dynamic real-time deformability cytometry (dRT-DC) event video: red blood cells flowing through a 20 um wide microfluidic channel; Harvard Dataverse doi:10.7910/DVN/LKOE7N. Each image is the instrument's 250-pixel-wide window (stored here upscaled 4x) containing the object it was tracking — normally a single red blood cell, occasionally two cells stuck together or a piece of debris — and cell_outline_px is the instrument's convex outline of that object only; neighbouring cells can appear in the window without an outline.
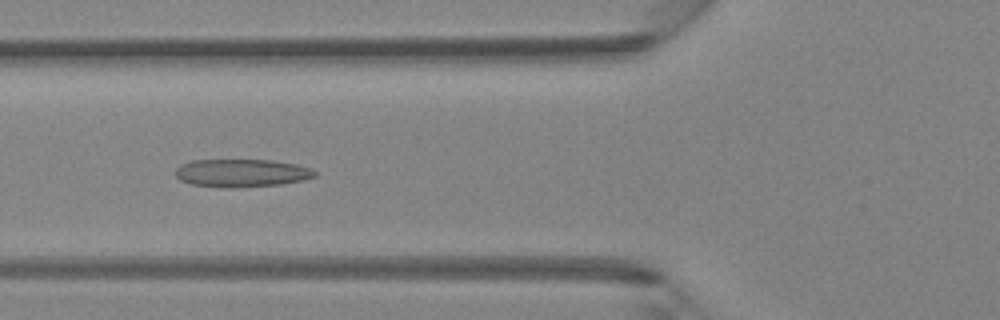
{"species": "Egyptian fruit bat (a non-hibernating species)", "species_latin": "Rousettus aegyptiacus", "temperature_condition": "room temperature", "stored_images_in_passage": 44, "camera_frame_rate_fps": 3000, "um_per_image_px": 0.085, "animal": {"sex": "female"}, "frame": {"image": 1, "passage_image": 17, "time_ms": 5.333, "image_size_px": [1000, 320], "cell_outline_px": [[316, 176], [304, 180], [284, 184], [232, 188], [224, 188], [192, 184], [180, 180], [176, 176], [176, 168], [180, 164], [192, 160], [272, 160], [296, 164], [308, 168], [316, 172]], "centroid_in_image_um": [20.53, 14.71], "position_along_channel_um": 105.3, "area_um2": 22.77}}
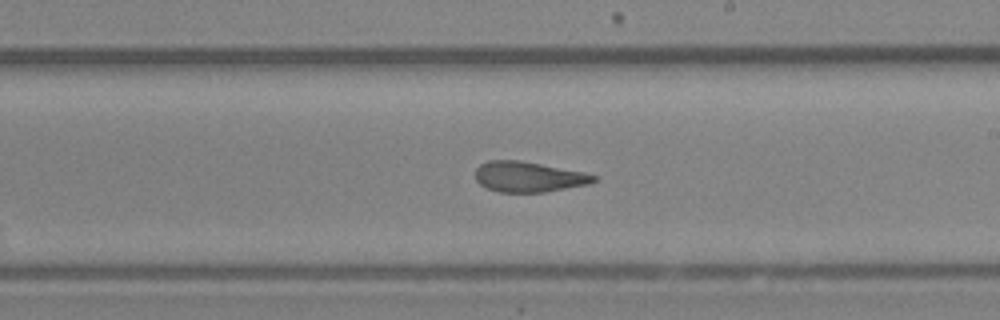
{"frame": {"image": 2, "passage_image": 26, "time_ms": 8.333, "image_size_px": [1000, 320], "cell_outline_px": [[600, 176], [596, 180], [588, 184], [544, 192], [500, 192], [488, 188], [480, 184], [476, 180], [476, 168], [480, 164], [488, 160], [520, 160], [584, 172]], "centroid_in_image_um": [44.93, 15.02], "position_along_channel_um": 244.1, "area_um2": 20.92}}
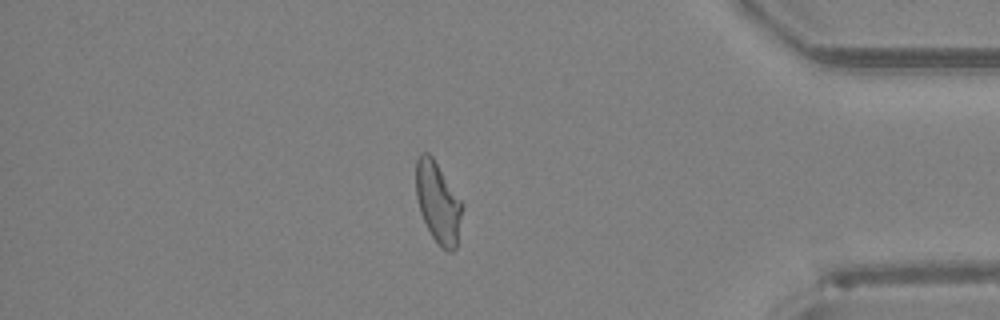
{"frame": {"image": 3, "passage_image": 38, "time_ms": 12.333, "image_size_px": [1000, 320], "cell_outline_px": [[464, 204], [456, 248], [452, 252], [448, 252], [432, 236], [420, 212], [416, 196], [416, 160], [420, 152], [428, 152], [432, 156]], "centroid_in_image_um": [37.24, 17.18], "position_along_channel_um": 398.0, "area_um2": 21.73}}